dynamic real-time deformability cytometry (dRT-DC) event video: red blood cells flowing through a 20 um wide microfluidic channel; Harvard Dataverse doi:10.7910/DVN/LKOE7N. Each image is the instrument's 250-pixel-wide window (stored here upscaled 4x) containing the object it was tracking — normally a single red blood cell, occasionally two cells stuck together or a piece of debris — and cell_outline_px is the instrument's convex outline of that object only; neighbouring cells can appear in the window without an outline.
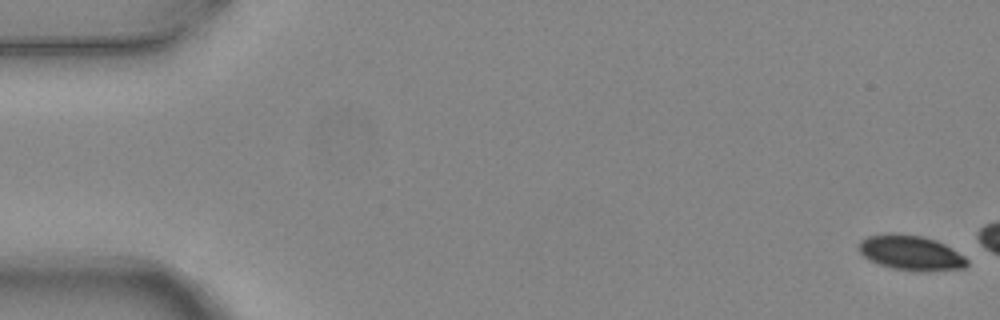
{"species": "common noctule bat (a hibernating species)", "species_latin": "Nyctalus noctula", "temperature_condition": "warm", "stored_images_in_passage": 4, "camera_frame_rate_fps": 3000, "um_per_image_px": 0.085, "animal": {"sex": "female", "body_mass_g": 24.6, "forearm_length_mm": 56.2}, "frame": {"image": 1, "passage_image": 1, "time_ms": 0.0, "image_size_px": [1000, 320], "cell_outline_px": [[968, 264], [964, 268], [920, 272], [892, 268], [868, 260], [860, 252], [860, 240], [868, 236], [884, 232], [896, 232], [924, 236], [936, 240], [952, 248], [964, 256], [968, 260]], "centroid_in_image_um": [77.42, 21.47], "position_along_channel_um": 7.6, "area_um2": 22.31}}